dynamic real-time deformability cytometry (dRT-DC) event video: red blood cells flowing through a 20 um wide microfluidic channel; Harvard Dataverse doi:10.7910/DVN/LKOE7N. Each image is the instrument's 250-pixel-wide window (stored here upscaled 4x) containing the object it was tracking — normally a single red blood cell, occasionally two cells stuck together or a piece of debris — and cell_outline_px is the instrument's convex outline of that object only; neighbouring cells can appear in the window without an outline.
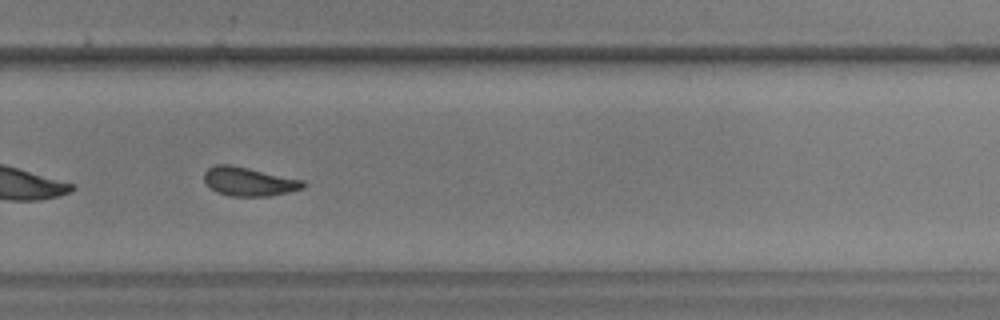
{"species": "common noctule bat (a hibernating species)", "species_latin": "Nyctalus noctula", "temperature_condition": "warm", "stored_images_in_passage": 58, "segment_of_instrument_passage": [2, 2], "camera_frame_rate_fps": 3000, "um_per_image_px": 0.085, "animal": {"sex": "male", "body_mass_g": 17.9, "forearm_length_mm": 54.2}, "frame": {"image": 1, "passage_image": 40, "time_ms": 13.0, "image_size_px": [1000, 320], "cell_outline_px": [[304, 188], [288, 192], [268, 196], [228, 196], [216, 192], [208, 188], [204, 180], [204, 172], [208, 168], [216, 164], [232, 164], [304, 180]], "centroid_in_image_um": [21.11, 15.43], "position_along_channel_um": 308.7, "area_um2": 16.82}}